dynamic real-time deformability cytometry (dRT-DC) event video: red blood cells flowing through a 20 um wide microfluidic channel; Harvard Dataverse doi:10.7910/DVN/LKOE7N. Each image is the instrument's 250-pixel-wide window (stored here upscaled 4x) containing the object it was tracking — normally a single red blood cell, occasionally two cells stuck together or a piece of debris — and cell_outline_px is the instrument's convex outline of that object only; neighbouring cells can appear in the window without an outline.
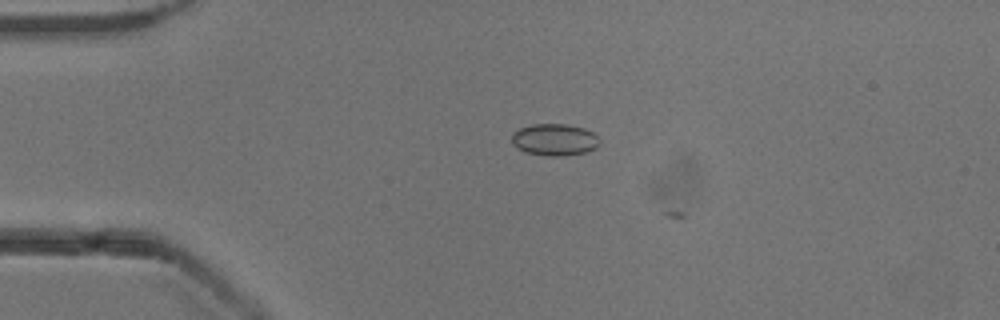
{"species": "common noctule bat (a hibernating species)", "species_latin": "Nyctalus noctula", "temperature_condition": "cold", "stored_images_in_passage": 2, "camera_frame_rate_fps": 3000, "um_per_image_px": 0.085, "animal": {"sex": "male", "body_mass_g": 13.3}, "frame": {"image": 1, "passage_image": 1, "time_ms": 0.0, "image_size_px": [1000, 320], "cell_outline_px": [[600, 144], [596, 148], [584, 152], [564, 156], [548, 156], [524, 152], [516, 148], [512, 144], [512, 132], [520, 128], [532, 124], [564, 124], [584, 128], [592, 132], [600, 140]], "centroid_in_image_um": [47.11, 11.88], "position_along_channel_um": 37.9, "area_um2": 16.42}}